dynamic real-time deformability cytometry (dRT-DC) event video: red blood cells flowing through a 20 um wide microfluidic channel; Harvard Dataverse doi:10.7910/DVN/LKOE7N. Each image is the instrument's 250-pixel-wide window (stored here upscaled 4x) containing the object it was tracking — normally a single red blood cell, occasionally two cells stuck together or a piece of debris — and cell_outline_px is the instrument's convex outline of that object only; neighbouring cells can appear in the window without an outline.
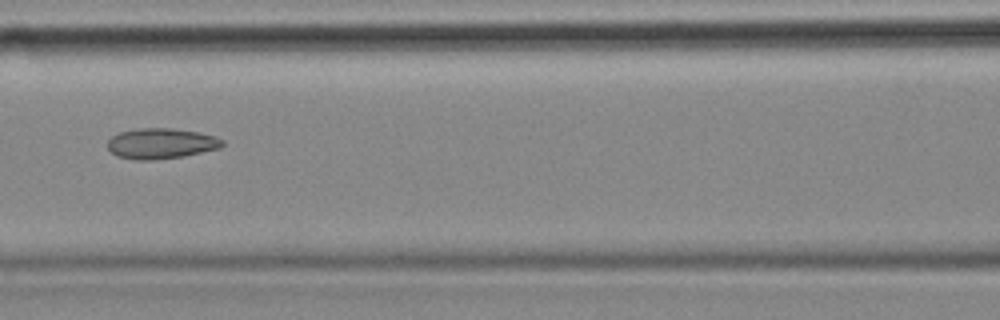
{"species": "common noctule bat (a hibernating species)", "species_latin": "Nyctalus noctula", "temperature_condition": "cold", "stored_images_in_passage": 8, "camera_frame_rate_fps": 3000, "um_per_image_px": 0.085, "animal": {"sex": "female", "body_mass_g": 18.4}, "frame": {"image": 1, "passage_image": 7, "time_ms": 2.0, "image_size_px": [1000, 320], "cell_outline_px": [[224, 144], [220, 148], [184, 156], [152, 160], [140, 160], [116, 156], [108, 148], [108, 140], [112, 136], [120, 132], [140, 128], [172, 128], [200, 132], [216, 136], [224, 140]], "centroid_in_image_um": [13.72, 12.19], "position_along_channel_um": 152.9, "area_um2": 20.46}}
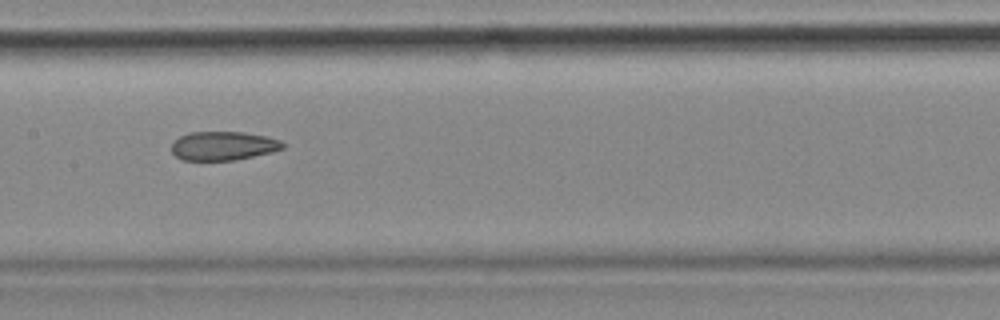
{"frame": {"image": 2, "passage_image": 8, "time_ms": 2.333, "image_size_px": [1000, 320], "cell_outline_px": [[284, 148], [272, 152], [232, 160], [180, 160], [172, 152], [172, 144], [180, 136], [188, 132], [244, 132], [268, 136], [280, 140], [284, 144]], "centroid_in_image_um": [18.98, 12.39], "position_along_channel_um": 188.4, "area_um2": 18.67}}